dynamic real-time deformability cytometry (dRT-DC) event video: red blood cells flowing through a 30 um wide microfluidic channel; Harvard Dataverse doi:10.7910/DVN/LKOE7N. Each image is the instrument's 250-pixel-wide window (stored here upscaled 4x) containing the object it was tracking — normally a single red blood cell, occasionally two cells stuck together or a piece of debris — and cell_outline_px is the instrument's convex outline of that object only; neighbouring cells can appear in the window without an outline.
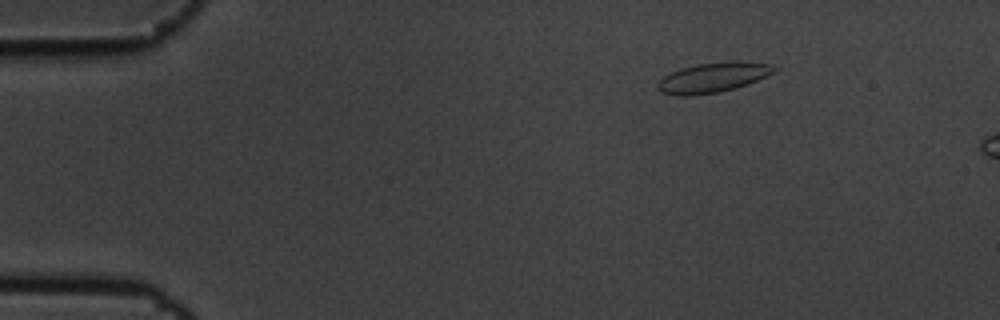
{"species": "common noctule bat (a hibernating species)", "species_latin": "Nyctalus noctula", "temperature_condition": "cold", "stored_images_in_passage": 6, "camera_frame_rate_fps": 3000, "um_per_image_px": 0.085, "animal": {"sex": "male", "body_mass_g": 19.5, "forearm_length_mm": 54.6}, "frame": {"image": 1, "passage_image": 3, "time_ms": 0.667, "image_size_px": [1000, 320], "cell_outline_px": [[776, 72], [748, 84], [716, 92], [692, 96], [676, 96], [660, 92], [656, 88], [656, 84], [664, 76], [680, 68], [700, 64], [740, 60], [772, 64], [776, 68]], "centroid_in_image_um": [60.6, 6.58], "position_along_channel_um": 24.4, "area_um2": 20.35}}